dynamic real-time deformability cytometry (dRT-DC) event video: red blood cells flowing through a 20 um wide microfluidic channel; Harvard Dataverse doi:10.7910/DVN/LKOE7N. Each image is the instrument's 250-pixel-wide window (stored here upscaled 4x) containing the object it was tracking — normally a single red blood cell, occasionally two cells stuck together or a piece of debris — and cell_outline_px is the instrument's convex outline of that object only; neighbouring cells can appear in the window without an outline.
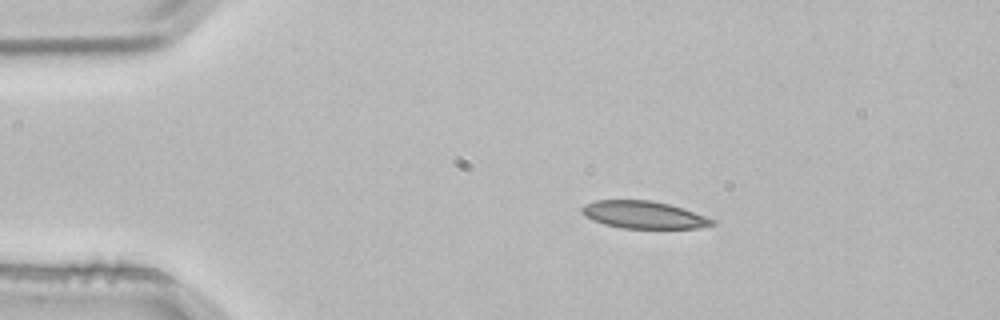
{"species": "common noctule bat (a hibernating species)", "species_latin": "Nyctalus noctula", "temperature_condition": "room temperature", "stored_images_in_passage": 2, "camera_frame_rate_fps": 3000, "um_per_image_px": 0.085, "animal": {"sex": "male", "body_mass_g": 21.5, "forearm_length_mm": 52.0}, "frame": {"image": 1, "passage_image": 1, "time_ms": 0.0, "image_size_px": [1000, 320], "cell_outline_px": [[716, 224], [700, 228], [620, 228], [604, 224], [592, 220], [584, 216], [580, 212], [580, 208], [584, 204], [596, 200], [652, 200], [668, 204], [716, 220]], "centroid_in_image_um": [54.65, 18.26], "position_along_channel_um": 30.3, "area_um2": 20.81}}